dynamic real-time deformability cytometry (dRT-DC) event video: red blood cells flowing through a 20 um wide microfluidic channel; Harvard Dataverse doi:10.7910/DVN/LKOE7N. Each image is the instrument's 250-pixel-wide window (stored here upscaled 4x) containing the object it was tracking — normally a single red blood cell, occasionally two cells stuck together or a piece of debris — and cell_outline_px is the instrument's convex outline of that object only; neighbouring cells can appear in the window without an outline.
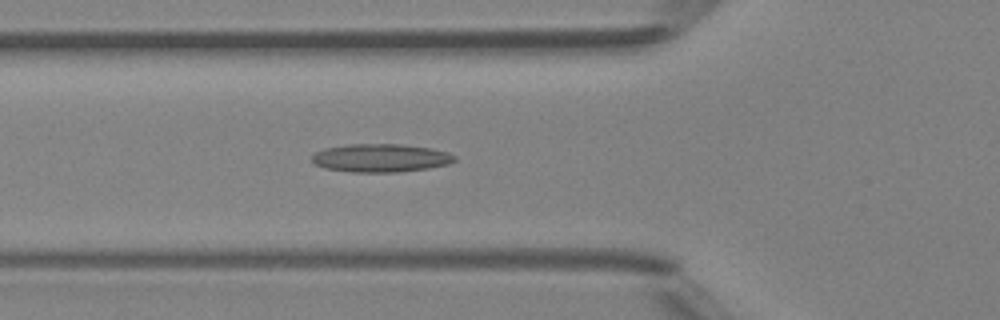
{"species": "Egyptian fruit bat (a non-hibernating species)", "species_latin": "Rousettus aegyptiacus", "temperature_condition": "room temperature", "stored_images_in_passage": 37, "camera_frame_rate_fps": 3000, "um_per_image_px": 0.085, "animal": {"sex": "female"}, "frame": {"image": 1, "passage_image": 6, "time_ms": 1.667, "image_size_px": [1000, 320], "cell_outline_px": [[456, 160], [448, 164], [428, 168], [400, 172], [352, 172], [324, 168], [316, 164], [312, 160], [312, 156], [316, 152], [324, 148], [348, 144], [400, 144], [432, 148], [448, 152], [456, 156]], "centroid_in_image_um": [32.37, 13.42], "position_along_channel_um": 93.4, "area_um2": 23.52}}
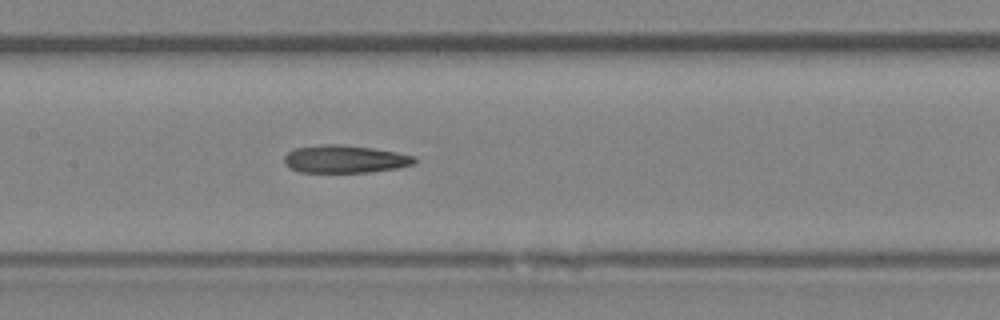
{"frame": {"image": 2, "passage_image": 12, "time_ms": 3.667, "image_size_px": [1000, 320], "cell_outline_px": [[416, 164], [396, 168], [368, 172], [300, 172], [288, 168], [284, 164], [284, 156], [288, 152], [296, 148], [320, 144], [340, 144], [372, 148], [396, 152], [416, 156]], "centroid_in_image_um": [29.3, 13.52], "position_along_channel_um": 178.1, "area_um2": 21.15}}
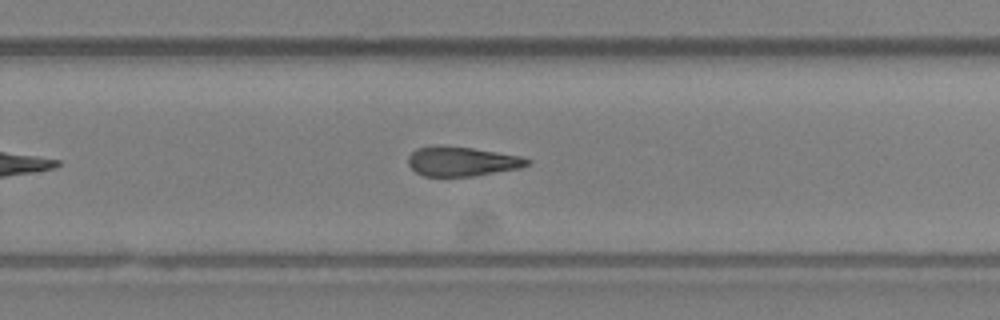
{"frame": {"image": 3, "passage_image": 20, "time_ms": 6.333, "image_size_px": [1000, 320], "cell_outline_px": [[532, 160], [528, 164], [520, 168], [472, 176], [424, 176], [416, 172], [408, 164], [408, 156], [416, 148], [472, 148], [520, 156]], "centroid_in_image_um": [39.29, 13.75], "position_along_channel_um": 290.5, "area_um2": 19.65}}